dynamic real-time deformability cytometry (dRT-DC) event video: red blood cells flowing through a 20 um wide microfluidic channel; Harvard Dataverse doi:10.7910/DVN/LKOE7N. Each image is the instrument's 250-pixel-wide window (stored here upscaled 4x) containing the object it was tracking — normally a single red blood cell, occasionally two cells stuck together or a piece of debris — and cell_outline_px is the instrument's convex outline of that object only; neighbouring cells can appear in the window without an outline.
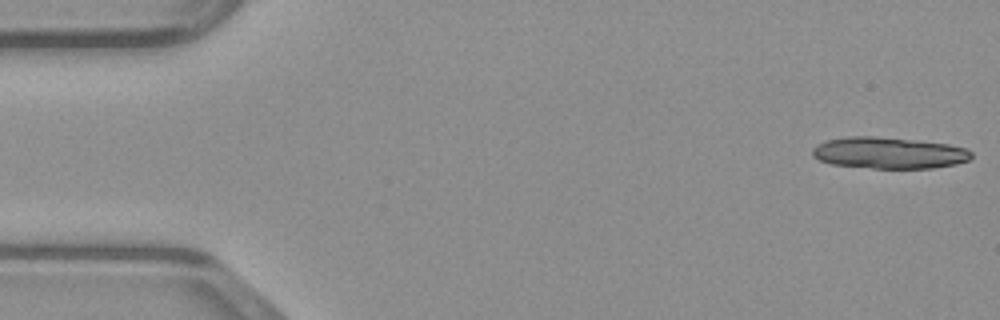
{"species": "common noctule bat (a hibernating species)", "species_latin": "Nyctalus noctula", "temperature_condition": "warm", "stored_images_in_passage": 48, "camera_frame_rate_fps": 3000, "um_per_image_px": 0.085, "animal": {"sex": "male", "body_mass_g": 23.1, "forearm_length_mm": 52.7}, "frame": {"image": 1, "passage_image": 1, "time_ms": 0.0, "image_size_px": [1000, 320], "cell_outline_px": [[972, 156], [968, 160], [956, 164], [932, 168], [872, 168], [832, 164], [820, 160], [812, 156], [812, 148], [816, 144], [828, 140], [844, 136], [876, 136], [948, 144], [968, 148], [972, 152]], "centroid_in_image_um": [75.54, 12.99], "position_along_channel_um": 9.5, "area_um2": 29.19}}
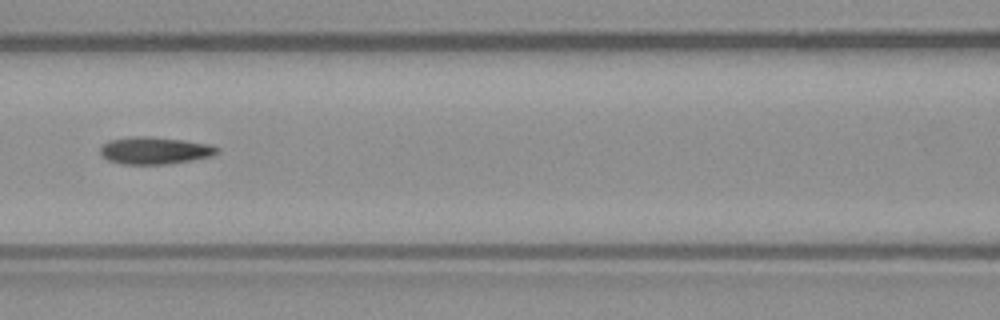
{"frame": {"image": 2, "passage_image": 21, "time_ms": 6.667, "image_size_px": [1000, 320], "cell_outline_px": [[220, 152], [212, 156], [192, 160], [168, 164], [120, 164], [108, 160], [100, 156], [100, 148], [108, 140], [132, 136], [152, 136], [184, 140], [208, 144], [220, 148]], "centroid_in_image_um": [13.14, 12.79], "position_along_channel_um": 153.5, "area_um2": 18.79}}
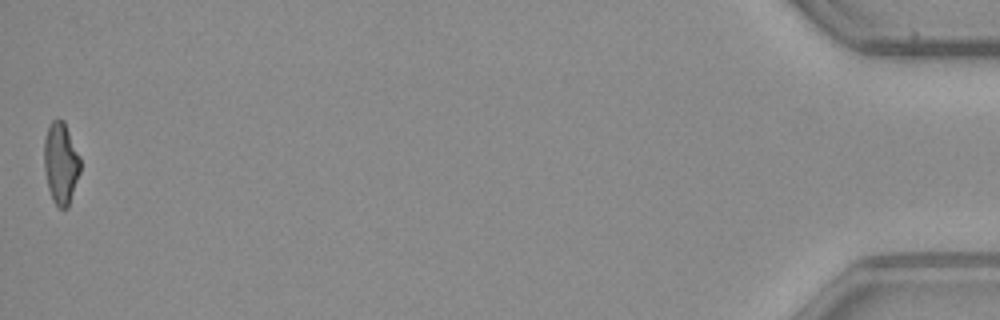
{"frame": {"image": 3, "passage_image": 48, "time_ms": 15.667, "image_size_px": [1000, 320], "cell_outline_px": [[80, 172], [68, 208], [60, 208], [52, 200], [48, 188], [44, 168], [44, 140], [48, 128], [52, 120], [56, 116], [64, 120], [80, 156]], "centroid_in_image_um": [5.17, 13.84], "position_along_channel_um": 430.0, "area_um2": 17.4}}